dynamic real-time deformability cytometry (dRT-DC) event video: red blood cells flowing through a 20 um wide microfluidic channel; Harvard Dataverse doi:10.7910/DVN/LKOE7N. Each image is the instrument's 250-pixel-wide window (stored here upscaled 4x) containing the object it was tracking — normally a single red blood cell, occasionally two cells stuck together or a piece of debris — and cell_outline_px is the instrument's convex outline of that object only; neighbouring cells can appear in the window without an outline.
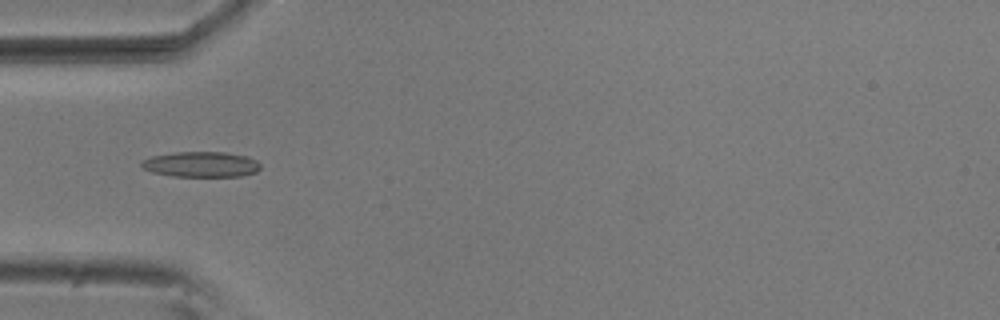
{"species": "common noctule bat (a hibernating species)", "species_latin": "Nyctalus noctula", "temperature_condition": "room temperature", "stored_images_in_passage": 10, "camera_frame_rate_fps": 3000, "um_per_image_px": 0.085, "animal": {"sex": "male", "body_mass_g": 20.5, "forearm_length_mm": 52.5}, "frame": {"image": 1, "passage_image": 4, "time_ms": 1.0, "image_size_px": [1000, 320], "cell_outline_px": [[260, 168], [256, 172], [240, 176], [172, 176], [152, 172], [144, 168], [140, 164], [144, 160], [152, 156], [176, 152], [224, 152], [248, 156], [256, 160], [260, 164]], "centroid_in_image_um": [17.12, 13.97], "position_along_channel_um": 67.9, "area_um2": 17.51}}
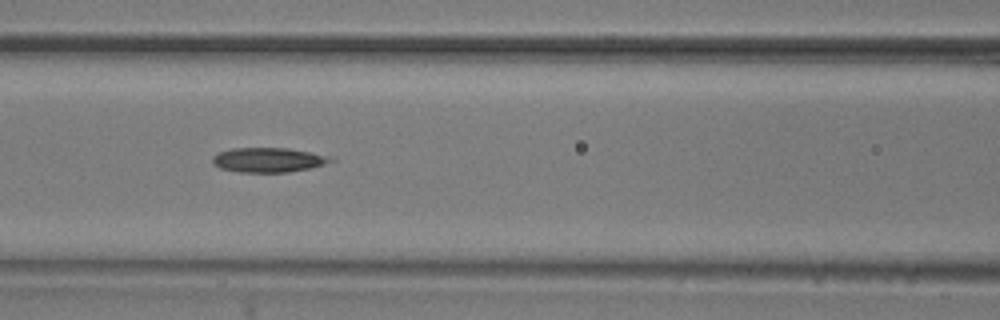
{"frame": {"image": 2, "passage_image": 6, "time_ms": 1.667, "image_size_px": [1000, 320], "cell_outline_px": [[336, 160], [312, 168], [288, 172], [240, 172], [220, 168], [212, 164], [212, 156], [220, 152], [232, 148], [288, 148], [328, 156]], "centroid_in_image_um": [22.78, 13.6], "position_along_channel_um": 143.8, "area_um2": 16.88}}
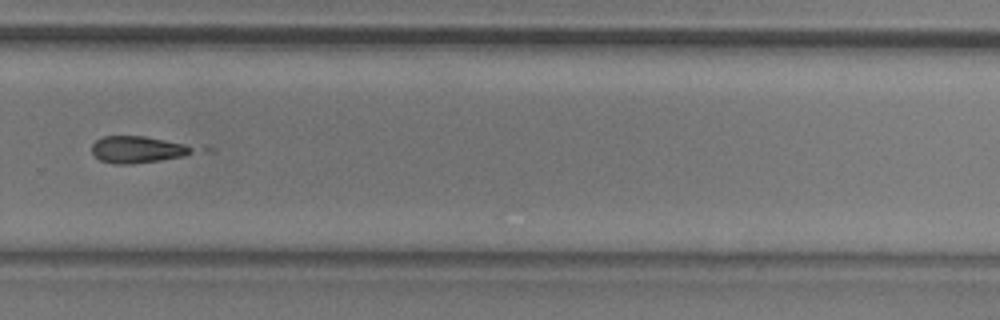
{"frame": {"image": 3, "passage_image": 10, "time_ms": 3.0, "image_size_px": [1000, 320], "cell_outline_px": [[192, 152], [184, 156], [160, 160], [132, 164], [112, 164], [100, 160], [92, 152], [92, 144], [96, 140], [104, 136], [144, 136], [184, 144], [192, 148]], "centroid_in_image_um": [11.63, 12.71], "position_along_channel_um": 318.2, "area_um2": 15.55}}